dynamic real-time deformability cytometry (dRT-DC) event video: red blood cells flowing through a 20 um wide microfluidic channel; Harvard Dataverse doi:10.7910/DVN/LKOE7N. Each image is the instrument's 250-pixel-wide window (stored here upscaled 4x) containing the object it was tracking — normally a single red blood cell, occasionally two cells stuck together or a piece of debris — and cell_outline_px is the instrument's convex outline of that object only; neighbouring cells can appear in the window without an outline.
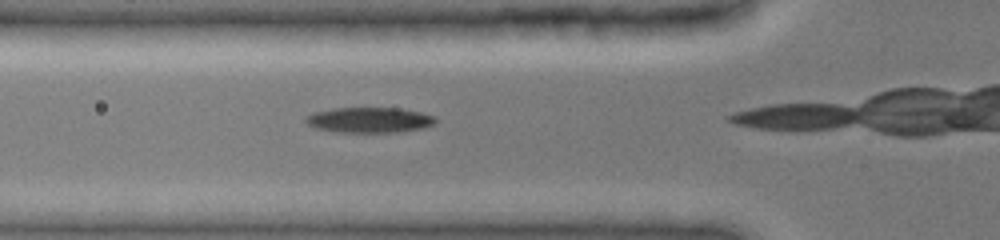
{"species": "common noctule bat (a hibernating species)", "species_latin": "Nyctalus noctula", "temperature_condition": "cold", "stored_images_in_passage": 12, "camera_frame_rate_fps": 3000, "um_per_image_px": 0.085, "animal": {"sex": "female", "body_mass_g": 19.0, "forearm_length_mm": 51.5}, "frame": {"image": 1, "passage_image": 9, "time_ms": 2.667, "image_size_px": [1000, 240], "cell_outline_px": [[436, 120], [432, 124], [424, 128], [400, 132], [340, 132], [316, 128], [308, 124], [304, 120], [304, 116], [312, 112], [332, 108], [400, 108], [420, 112], [436, 116]], "centroid_in_image_um": [31.38, 10.19], "position_along_channel_um": 94.4, "area_um2": 19.31}}